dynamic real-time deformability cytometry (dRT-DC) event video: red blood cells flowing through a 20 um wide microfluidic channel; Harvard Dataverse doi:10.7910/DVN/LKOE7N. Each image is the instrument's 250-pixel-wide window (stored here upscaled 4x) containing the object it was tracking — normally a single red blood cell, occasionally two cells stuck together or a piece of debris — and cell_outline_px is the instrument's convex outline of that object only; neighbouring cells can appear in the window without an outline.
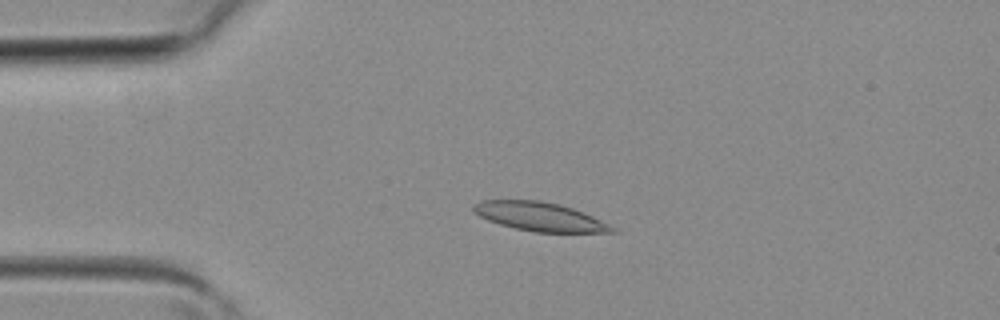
{"species": "common noctule bat (a hibernating species)", "species_latin": "Nyctalus noctula", "temperature_condition": "room temperature", "stored_images_in_passage": 4, "camera_frame_rate_fps": 3000, "um_per_image_px": 0.085, "animal": {"sex": "female", "body_mass_g": 19.3, "forearm_length_mm": 54.1}, "frame": {"image": 1, "passage_image": 3, "time_ms": 0.667, "image_size_px": [1000, 320], "cell_outline_px": [[620, 232], [532, 232], [500, 224], [488, 220], [472, 212], [472, 204], [480, 200], [540, 200], [560, 204], [572, 208], [592, 216], [616, 228]], "centroid_in_image_um": [45.84, 18.4], "position_along_channel_um": 39.2, "area_um2": 23.24}}